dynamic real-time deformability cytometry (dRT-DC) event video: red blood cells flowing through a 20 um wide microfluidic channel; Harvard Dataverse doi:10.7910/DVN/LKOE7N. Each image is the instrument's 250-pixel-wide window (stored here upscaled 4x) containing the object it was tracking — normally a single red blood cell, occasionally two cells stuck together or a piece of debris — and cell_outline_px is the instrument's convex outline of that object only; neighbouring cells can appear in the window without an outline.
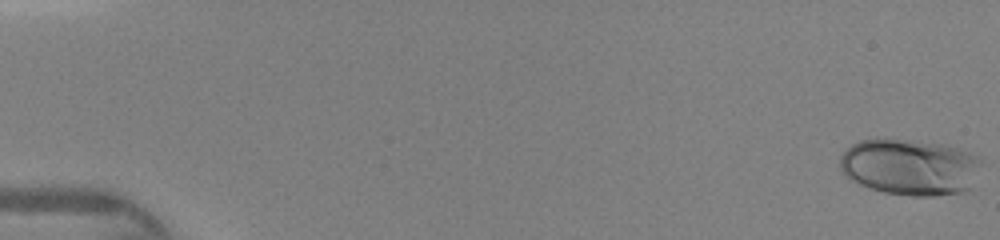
{"species": "human", "species_latin": "Homo sapiens", "temperature_condition": "warm", "stored_images_in_passage": 47, "camera_frame_rate_fps": 3000, "um_per_image_px": 0.085, "donor": {"sex": "female"}, "frame": {"image": 1, "passage_image": 1, "time_ms": 0.0, "image_size_px": [1000, 240], "cell_outline_px": [[984, 160], [968, 188], [964, 192], [936, 196], [912, 196], [884, 192], [868, 188], [852, 180], [840, 168], [840, 156], [852, 144], [860, 140], [876, 136], [912, 140], [944, 144], [968, 152]], "centroid_in_image_um": [77.32, 14.17], "position_along_channel_um": 7.7, "area_um2": 46.82}}
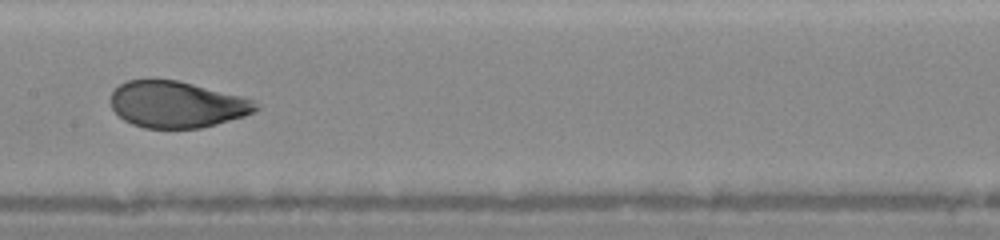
{"frame": {"image": 2, "passage_image": 25, "time_ms": 8.0, "image_size_px": [1000, 240], "cell_outline_px": [[260, 108], [244, 116], [216, 124], [200, 128], [144, 128], [132, 124], [124, 120], [112, 108], [112, 92], [120, 84], [128, 80], [176, 80], [240, 96], [252, 100], [260, 104]], "centroid_in_image_um": [15.03, 8.89], "position_along_channel_um": 192.4, "area_um2": 38.78}}
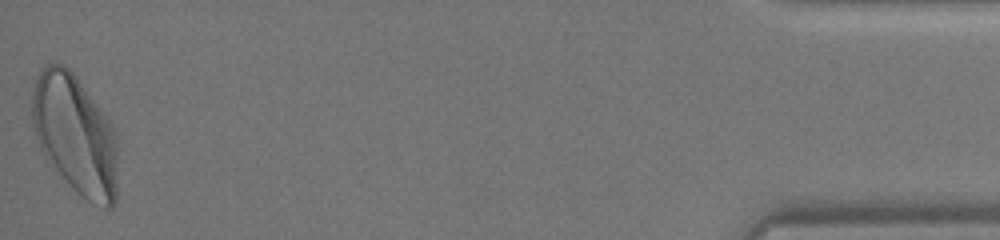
{"frame": {"image": 3, "passage_image": 47, "time_ms": 15.333, "image_size_px": [1000, 240], "cell_outline_px": [[116, 200], [112, 208], [104, 208], [88, 200], [76, 192], [56, 168], [40, 148], [32, 124], [32, 92], [40, 68], [44, 64], [52, 60], [56, 60], [64, 64], [76, 76], [112, 124], [116, 132]], "centroid_in_image_um": [6.38, 11.37], "position_along_channel_um": 428.8, "area_um2": 59.42}}